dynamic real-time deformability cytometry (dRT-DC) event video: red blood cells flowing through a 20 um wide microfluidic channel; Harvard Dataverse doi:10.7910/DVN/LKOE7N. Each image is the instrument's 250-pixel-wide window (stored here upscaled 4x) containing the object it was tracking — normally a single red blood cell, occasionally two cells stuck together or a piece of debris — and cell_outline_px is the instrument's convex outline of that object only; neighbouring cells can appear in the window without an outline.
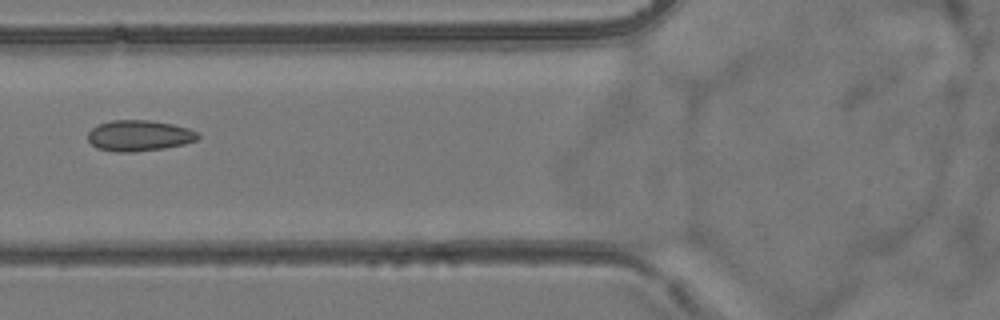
{"species": "common noctule bat (a hibernating species)", "species_latin": "Nyctalus noctula", "temperature_condition": "room temperature", "stored_images_in_passage": 6, "camera_frame_rate_fps": 3000, "um_per_image_px": 0.085, "animal": {"sex": "female", "body_mass_g": 24.6, "forearm_length_mm": 56.2}, "frame": {"image": 1, "passage_image": 6, "time_ms": 6.333, "image_size_px": [1000, 320], "cell_outline_px": [[200, 136], [196, 140], [184, 144], [164, 148], [136, 152], [116, 152], [96, 148], [88, 140], [88, 132], [92, 128], [100, 124], [112, 120], [148, 120], [172, 124], [188, 128], [196, 132]], "centroid_in_image_um": [11.81, 11.54], "position_along_channel_um": 114.0, "area_um2": 19.77}}